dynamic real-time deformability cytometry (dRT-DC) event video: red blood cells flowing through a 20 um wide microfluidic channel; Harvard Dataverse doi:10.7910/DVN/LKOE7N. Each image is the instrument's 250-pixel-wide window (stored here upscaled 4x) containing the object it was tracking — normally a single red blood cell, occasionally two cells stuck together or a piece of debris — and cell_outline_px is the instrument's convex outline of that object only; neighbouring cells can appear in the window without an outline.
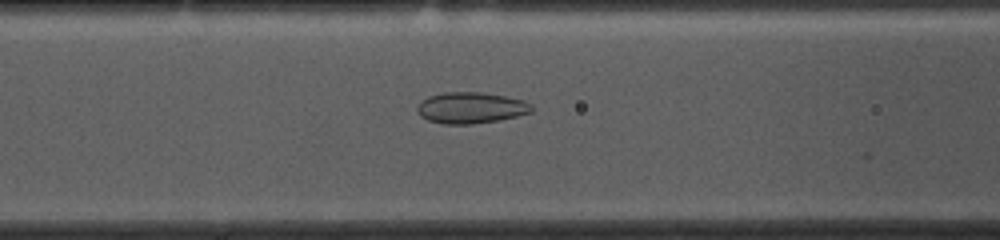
{"species": "common noctule bat (a hibernating species)", "species_latin": "Nyctalus noctula", "temperature_condition": "cold", "stored_images_in_passage": 17, "camera_frame_rate_fps": 3000, "um_per_image_px": 0.085, "animal": {"sex": "female", "body_mass_g": 10.0, "forearm_length_mm": 53.1}, "frame": {"image": 1, "passage_image": 16, "time_ms": 5.0, "image_size_px": [1000, 240], "cell_outline_px": [[532, 112], [500, 120], [472, 124], [444, 124], [428, 120], [420, 116], [416, 112], [416, 108], [428, 96], [444, 92], [480, 92], [504, 96], [524, 100], [532, 104]], "centroid_in_image_um": [40.02, 9.17], "position_along_channel_um": 126.6, "area_um2": 20.81}}